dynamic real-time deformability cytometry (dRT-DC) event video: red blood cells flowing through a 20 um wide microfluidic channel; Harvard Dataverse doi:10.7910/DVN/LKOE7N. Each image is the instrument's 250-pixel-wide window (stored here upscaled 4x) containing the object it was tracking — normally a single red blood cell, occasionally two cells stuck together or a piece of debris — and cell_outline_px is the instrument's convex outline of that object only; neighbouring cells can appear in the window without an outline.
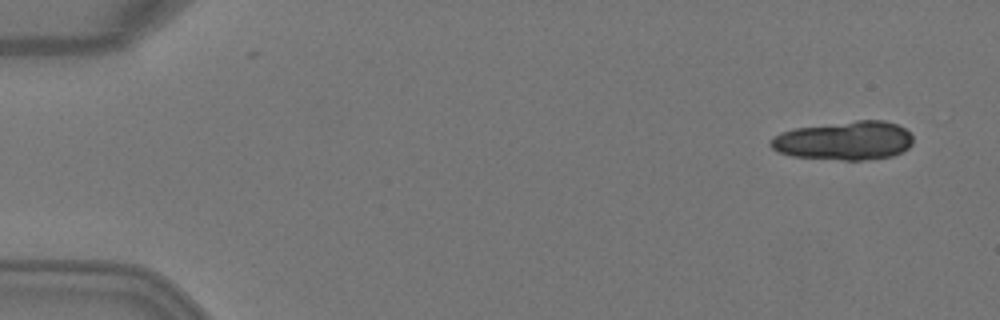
{"species": "Egyptian fruit bat (a non-hibernating species)", "species_latin": "Rousettus aegyptiacus", "temperature_condition": "warm", "stored_images_in_passage": 4, "camera_frame_rate_fps": 3000, "um_per_image_px": 0.085, "animal": {"sex": "female"}, "frame": {"image": 1, "passage_image": 1, "time_ms": 0.0, "image_size_px": [1000, 320], "cell_outline_px": [[912, 144], [908, 148], [892, 156], [864, 160], [844, 160], [792, 156], [776, 152], [768, 144], [768, 140], [772, 136], [780, 132], [796, 128], [856, 120], [884, 120], [896, 124], [904, 128], [912, 136]], "centroid_in_image_um": [71.72, 11.95], "position_along_channel_um": 13.3, "area_um2": 32.31}}